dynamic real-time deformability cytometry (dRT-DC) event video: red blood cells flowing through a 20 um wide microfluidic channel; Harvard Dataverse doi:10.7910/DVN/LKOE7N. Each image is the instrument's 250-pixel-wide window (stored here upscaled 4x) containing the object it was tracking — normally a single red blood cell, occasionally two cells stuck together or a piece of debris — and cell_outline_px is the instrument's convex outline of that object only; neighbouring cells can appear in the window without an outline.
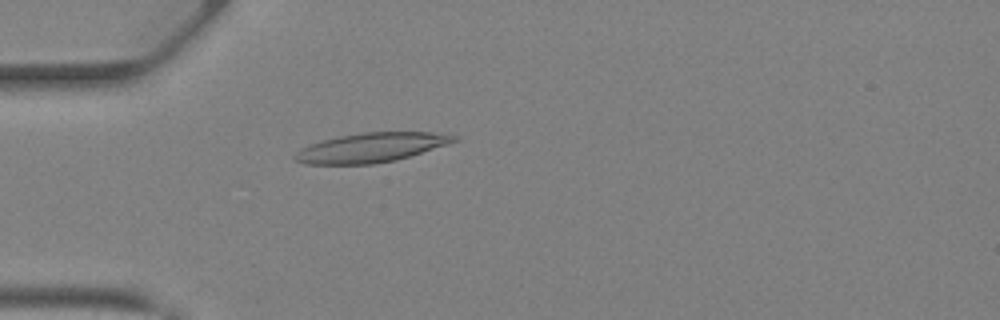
{"species": "Egyptian fruit bat (a non-hibernating species)", "species_latin": "Rousettus aegyptiacus", "temperature_condition": "warm", "stored_images_in_passage": 34, "camera_frame_rate_fps": 3000, "um_per_image_px": 0.085, "animal": {"sex": "female"}, "frame": {"image": 1, "passage_image": 5, "time_ms": 1.333, "image_size_px": [1000, 320], "cell_outline_px": [[460, 140], [448, 144], [396, 160], [372, 164], [304, 164], [296, 160], [292, 156], [300, 148], [308, 144], [340, 136], [364, 132], [432, 132], [460, 136]], "centroid_in_image_um": [31.55, 12.54], "position_along_channel_um": 53.5, "area_um2": 27.22}}
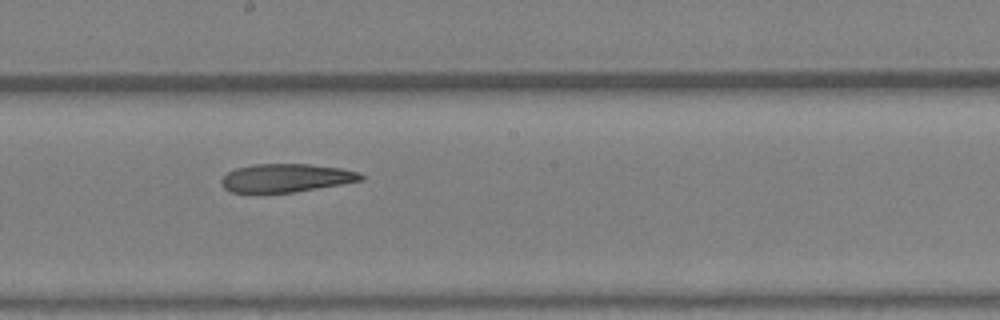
{"frame": {"image": 2, "passage_image": 16, "time_ms": 5.0, "image_size_px": [1000, 320], "cell_outline_px": [[364, 180], [292, 192], [232, 192], [224, 188], [220, 184], [220, 180], [228, 172], [236, 168], [252, 164], [308, 164], [340, 168], [360, 172], [364, 176]], "centroid_in_image_um": [24.3, 15.11], "position_along_channel_um": 223.9, "area_um2": 22.83}}
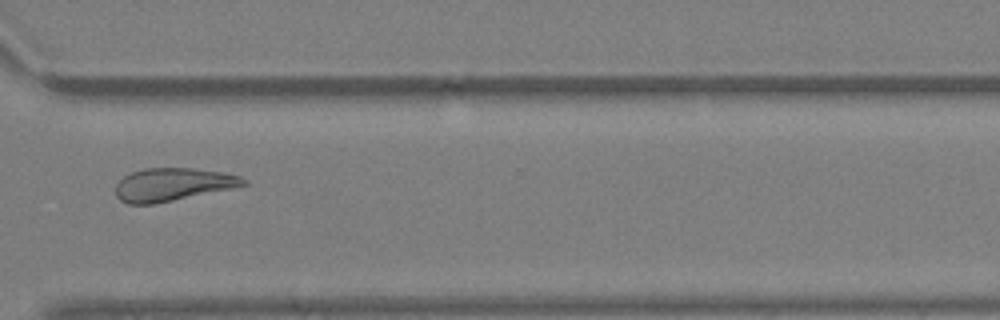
{"frame": {"image": 3, "passage_image": 24, "time_ms": 7.667, "image_size_px": [1000, 320], "cell_outline_px": [[248, 184], [232, 188], [152, 204], [128, 204], [120, 200], [116, 196], [116, 184], [124, 176], [132, 172], [144, 168], [192, 168], [224, 172], [240, 176], [248, 180]], "centroid_in_image_um": [14.68, 15.67], "position_along_channel_um": 355.9, "area_um2": 24.39}, "authors_computed_cell_mechanics": {"area_um2": 25.9233, "velocity_mm_per_s": 4.9427, "shape_relaxation_time_tau1_ms": null, "shape_relaxation_time_tau2_ms": 9.5402, "deformation_change_tau1": null, "deformation_change_tau2": 0.2619}}